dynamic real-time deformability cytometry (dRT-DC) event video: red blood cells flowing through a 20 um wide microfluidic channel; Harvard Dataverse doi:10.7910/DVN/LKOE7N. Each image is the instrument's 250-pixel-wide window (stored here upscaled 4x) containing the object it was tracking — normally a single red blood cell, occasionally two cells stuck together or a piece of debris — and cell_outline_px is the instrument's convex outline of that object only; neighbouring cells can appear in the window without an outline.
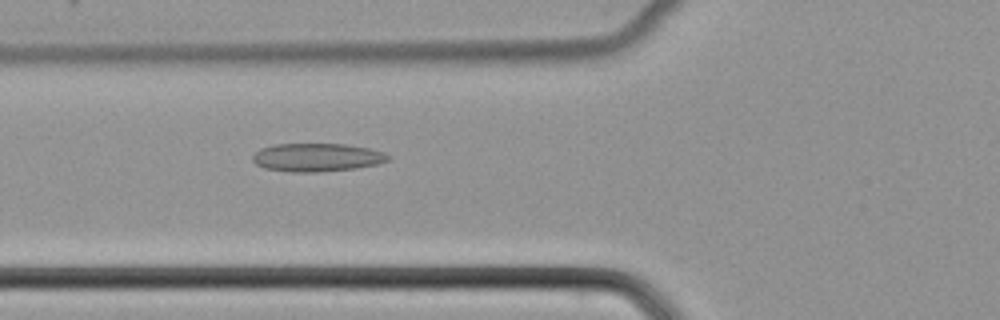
{"species": "common noctule bat (a hibernating species)", "species_latin": "Nyctalus noctula", "temperature_condition": "cold", "stored_images_in_passage": 34, "camera_frame_rate_fps": 3000, "um_per_image_px": 0.085, "animal": {"sex": "female", "body_mass_g": 22.7, "forearm_length_mm": 54.2}, "frame": {"image": 1, "passage_image": 3, "time_ms": 0.667, "image_size_px": [1000, 320], "cell_outline_px": [[392, 156], [388, 160], [376, 164], [356, 168], [320, 172], [288, 172], [264, 168], [256, 164], [252, 160], [252, 156], [260, 148], [272, 144], [344, 144], [368, 148], [384, 152]], "centroid_in_image_um": [26.91, 13.38], "position_along_channel_um": 98.9, "area_um2": 22.43}}
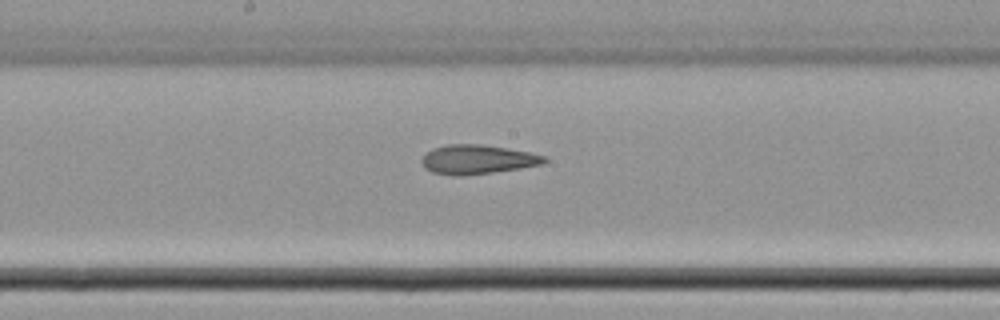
{"frame": {"image": 2, "passage_image": 11, "time_ms": 3.333, "image_size_px": [1000, 320], "cell_outline_px": [[548, 160], [544, 164], [520, 168], [464, 176], [452, 176], [432, 172], [424, 168], [420, 160], [432, 148], [448, 144], [480, 144], [508, 148], [548, 156]], "centroid_in_image_um": [40.59, 13.56], "position_along_channel_um": 207.6, "area_um2": 21.04}}
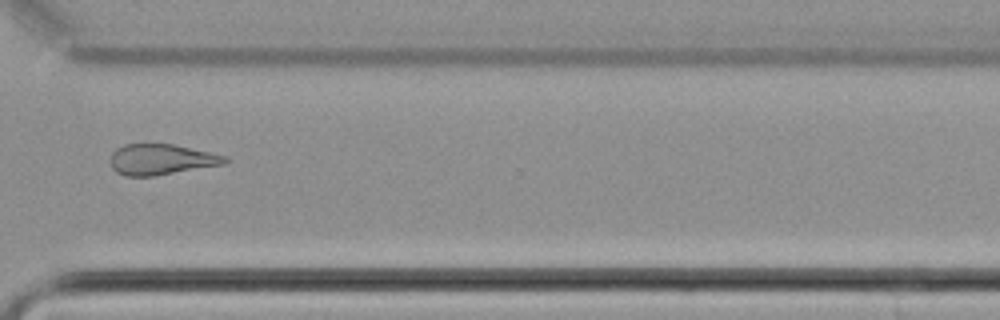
{"frame": {"image": 3, "passage_image": 22, "time_ms": 7.0, "image_size_px": [1000, 320], "cell_outline_px": [[228, 160], [224, 164], [156, 176], [124, 176], [116, 172], [112, 168], [108, 160], [112, 152], [116, 148], [124, 144], [172, 144], [228, 156]], "centroid_in_image_um": [13.66, 13.56], "position_along_channel_um": 356.9, "area_um2": 20.69}}